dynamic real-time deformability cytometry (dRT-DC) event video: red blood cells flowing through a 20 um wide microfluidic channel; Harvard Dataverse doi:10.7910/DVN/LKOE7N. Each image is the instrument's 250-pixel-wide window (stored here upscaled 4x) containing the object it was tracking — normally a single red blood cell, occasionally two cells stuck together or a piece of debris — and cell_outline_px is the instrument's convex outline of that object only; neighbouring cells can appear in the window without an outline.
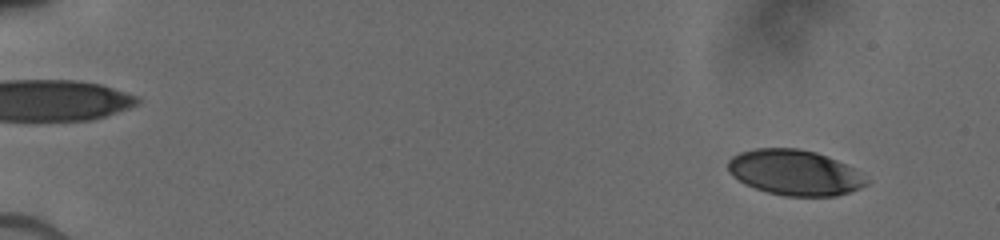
{"species": "human", "species_latin": "Homo sapiens", "temperature_condition": "cold", "stored_images_in_passage": 23, "camera_frame_rate_fps": 3000, "um_per_image_px": 0.085, "donor": {"sex": "male"}, "frame": {"image": 1, "passage_image": 6, "time_ms": 1.667, "image_size_px": [1000, 240], "cell_outline_px": [[868, 184], [860, 188], [836, 196], [784, 196], [768, 192], [744, 184], [732, 176], [728, 172], [728, 160], [732, 156], [740, 152], [756, 148], [800, 148], [816, 152], [836, 160], [852, 168], [868, 180]], "centroid_in_image_um": [67.5, 14.66], "position_along_channel_um": 17.5, "area_um2": 36.53}}
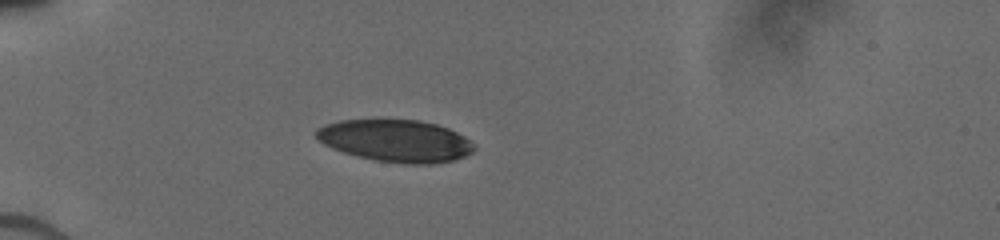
{"frame": {"image": 2, "passage_image": 19, "time_ms": 5.667, "image_size_px": [1000, 240], "cell_outline_px": [[476, 148], [472, 152], [464, 156], [452, 160], [432, 164], [404, 164], [376, 160], [344, 152], [332, 148], [324, 144], [316, 136], [316, 128], [324, 124], [340, 120], [376, 116], [380, 116], [420, 120], [436, 124], [448, 128], [464, 136]], "centroid_in_image_um": [33.59, 11.9], "position_along_channel_um": 51.4, "area_um2": 39.77}}
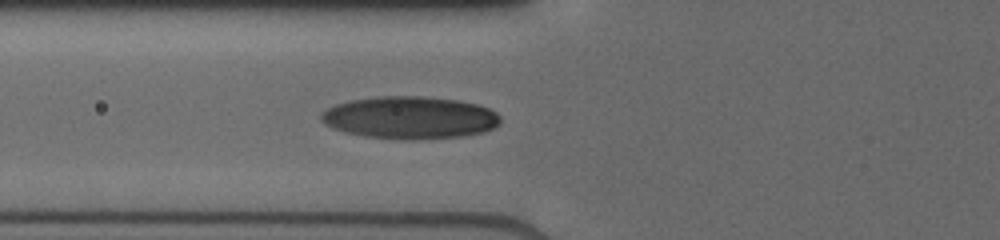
{"frame": {"image": 3, "passage_image": 23, "time_ms": 7.333, "image_size_px": [1000, 240], "cell_outline_px": [[500, 124], [496, 128], [484, 132], [464, 136], [412, 140], [408, 140], [364, 136], [344, 132], [324, 124], [320, 120], [320, 112], [336, 104], [352, 100], [380, 96], [420, 96], [456, 100], [476, 104], [488, 108], [496, 112], [500, 116]], "centroid_in_image_um": [34.85, 10.01], "position_along_channel_um": 91.0, "area_um2": 44.51}}